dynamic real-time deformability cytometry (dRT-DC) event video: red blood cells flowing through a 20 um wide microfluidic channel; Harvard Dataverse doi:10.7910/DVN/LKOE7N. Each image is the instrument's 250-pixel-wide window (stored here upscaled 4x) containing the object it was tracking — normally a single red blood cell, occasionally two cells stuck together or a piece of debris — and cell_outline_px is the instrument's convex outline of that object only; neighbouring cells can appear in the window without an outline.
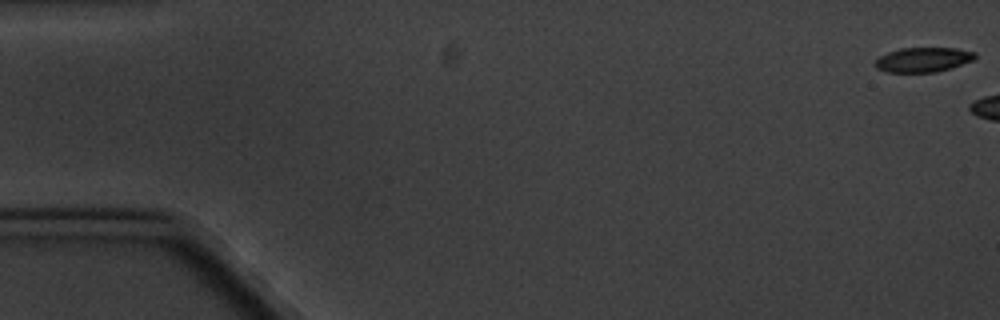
{"species": "common noctule bat (a hibernating species)", "species_latin": "Nyctalus noctula", "temperature_condition": "cold", "stored_images_in_passage": 3, "camera_frame_rate_fps": 3000, "um_per_image_px": 0.085, "animal": {"sex": "male", "body_mass_g": 20.1, "forearm_length_mm": 53.5}, "frame": {"image": 1, "passage_image": 1, "time_ms": 0.0, "image_size_px": [1000, 320], "cell_outline_px": [[976, 56], [972, 60], [952, 68], [936, 72], [888, 72], [876, 68], [876, 60], [880, 56], [888, 52], [900, 48], [956, 48], [976, 52]], "centroid_in_image_um": [78.48, 5.07], "position_along_channel_um": 6.5, "area_um2": 14.28}}